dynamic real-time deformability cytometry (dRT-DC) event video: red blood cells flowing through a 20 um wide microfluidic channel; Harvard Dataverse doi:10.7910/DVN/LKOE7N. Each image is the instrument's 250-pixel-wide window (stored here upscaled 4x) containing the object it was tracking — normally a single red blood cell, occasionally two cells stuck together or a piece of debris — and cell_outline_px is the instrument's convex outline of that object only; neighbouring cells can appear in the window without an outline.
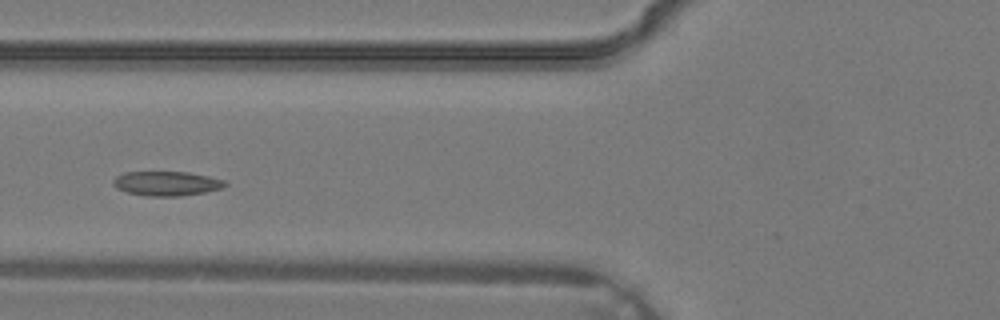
{"species": "common noctule bat (a hibernating species)", "species_latin": "Nyctalus noctula", "temperature_condition": "warm", "stored_images_in_passage": 3, "camera_frame_rate_fps": 3000, "um_per_image_px": 0.085, "animal": {"sex": "male", "body_mass_g": 19.2, "forearm_length_mm": 51.8}, "frame": {"image": 1, "passage_image": 3, "time_ms": 0.667, "image_size_px": [1000, 320], "cell_outline_px": [[228, 184], [224, 188], [204, 192], [180, 196], [144, 196], [128, 192], [116, 188], [112, 184], [112, 180], [116, 176], [124, 172], [188, 172], [208, 176], [224, 180]], "centroid_in_image_um": [14.15, 15.59], "position_along_channel_um": 111.6, "area_um2": 16.01}}